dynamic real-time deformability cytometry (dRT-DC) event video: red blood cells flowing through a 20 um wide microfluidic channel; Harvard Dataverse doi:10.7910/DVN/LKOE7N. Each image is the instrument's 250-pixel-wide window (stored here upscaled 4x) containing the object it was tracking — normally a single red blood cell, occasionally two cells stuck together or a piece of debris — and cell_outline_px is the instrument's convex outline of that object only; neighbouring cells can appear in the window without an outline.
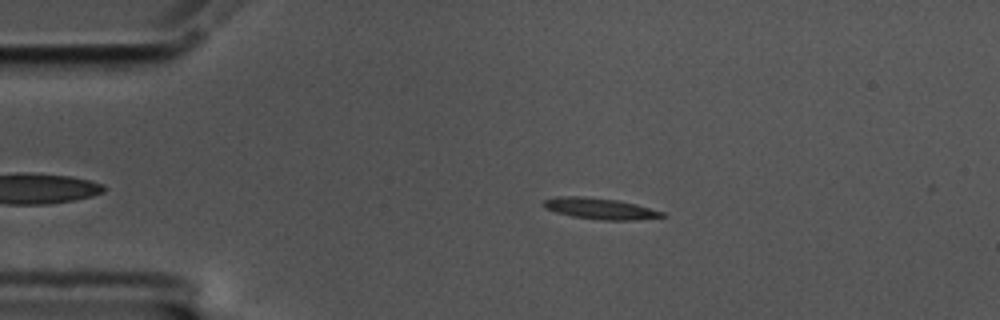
{"species": "common noctule bat (a hibernating species)", "species_latin": "Nyctalus noctula", "temperature_condition": "cold", "stored_images_in_passage": 48, "segment_of_instrument_passage": [1, 3], "camera_frame_rate_fps": 3000, "um_per_image_px": 0.085, "animal": {"sex": "male", "body_mass_g": 17.5, "forearm_length_mm": 52.3}, "frame": {"image": 1, "passage_image": 8, "time_ms": 2.333, "image_size_px": [1000, 320], "cell_outline_px": [[668, 216], [636, 220], [604, 220], [572, 216], [556, 212], [544, 208], [544, 200], [556, 196], [584, 196], [616, 200], [636, 204], [664, 212]], "centroid_in_image_um": [51.02, 17.73], "position_along_channel_um": 34.0, "area_um2": 14.57}}
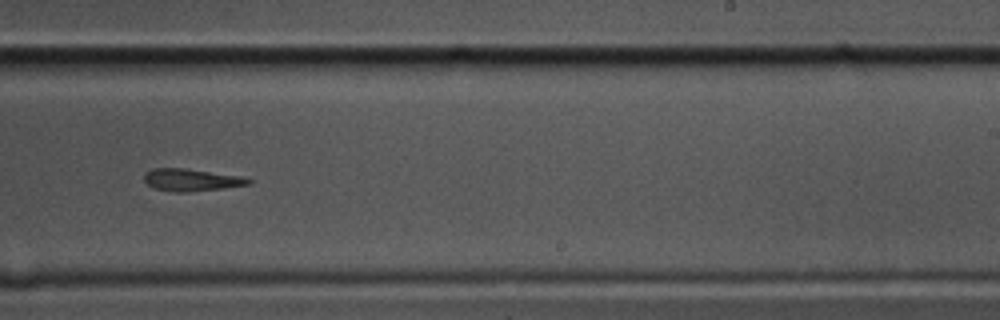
{"frame": {"image": 2, "passage_image": 32, "time_ms": 10.333, "image_size_px": [1000, 320], "cell_outline_px": [[252, 184], [224, 188], [188, 192], [172, 192], [152, 188], [144, 180], [144, 172], [152, 168], [184, 168], [240, 176], [252, 180]], "centroid_in_image_um": [16.23, 15.3], "position_along_channel_um": 272.8, "area_um2": 13.64}}
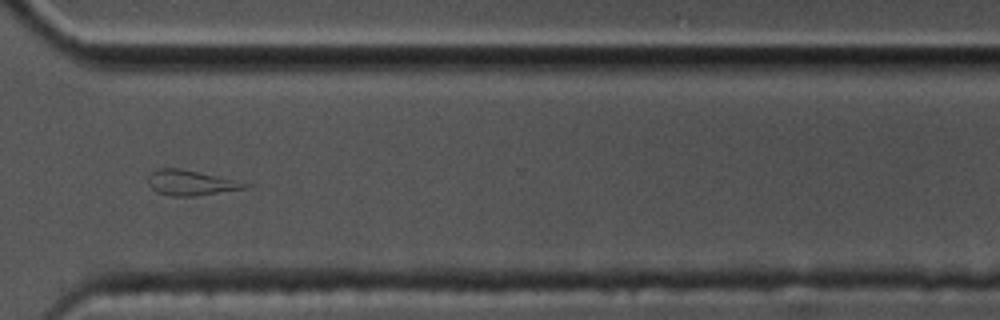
{"frame": {"image": 3, "passage_image": 39, "time_ms": 12.667, "image_size_px": [1000, 320], "cell_outline_px": [[252, 184], [248, 188], [196, 196], [172, 196], [156, 192], [148, 184], [148, 176], [156, 168], [180, 168], [236, 180]], "centroid_in_image_um": [16.22, 15.54], "position_along_channel_um": 354.4, "area_um2": 14.28}}